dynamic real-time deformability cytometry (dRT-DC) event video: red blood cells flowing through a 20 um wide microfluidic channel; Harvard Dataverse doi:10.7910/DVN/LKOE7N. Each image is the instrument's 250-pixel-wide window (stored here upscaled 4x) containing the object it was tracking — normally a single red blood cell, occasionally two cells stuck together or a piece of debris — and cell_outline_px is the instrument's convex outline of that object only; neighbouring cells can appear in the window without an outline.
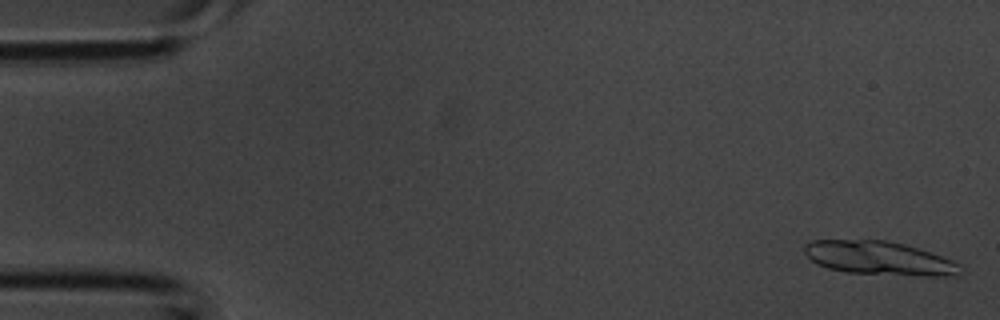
{"species": "common noctule bat (a hibernating species)", "species_latin": "Nyctalus noctula", "temperature_condition": "room temperature", "stored_images_in_passage": 4, "segment_of_instrument_passage": [2, 2], "camera_frame_rate_fps": 3000, "um_per_image_px": 0.085, "animal": {"sex": "male", "body_mass_g": 20.1, "forearm_length_mm": 53.5}, "frame": {"image": 1, "passage_image": 4, "time_ms": 1.0, "image_size_px": [1000, 320], "cell_outline_px": [[960, 264], [956, 276], [920, 276], [848, 272], [828, 268], [816, 264], [804, 252], [804, 244], [812, 240], [888, 240], [904, 244], [952, 260]], "centroid_in_image_um": [74.69, 21.94], "position_along_channel_um": 10.3, "area_um2": 30.29}}